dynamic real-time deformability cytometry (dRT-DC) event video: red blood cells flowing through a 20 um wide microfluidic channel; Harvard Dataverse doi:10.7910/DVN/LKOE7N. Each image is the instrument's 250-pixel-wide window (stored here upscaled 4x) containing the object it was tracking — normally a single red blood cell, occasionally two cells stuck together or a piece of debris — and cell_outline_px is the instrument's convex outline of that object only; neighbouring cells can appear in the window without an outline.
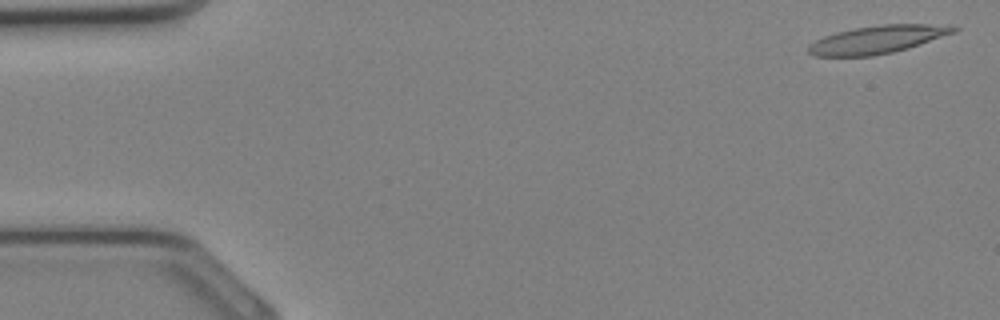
{"species": "Egyptian fruit bat (a non-hibernating species)", "species_latin": "Rousettus aegyptiacus", "temperature_condition": "cold", "stored_images_in_passage": 6, "camera_frame_rate_fps": 3000, "um_per_image_px": 0.085, "animal": {"sex": "female"}, "frame": {"image": 1, "passage_image": 1, "time_ms": 0.0, "image_size_px": [1000, 320], "cell_outline_px": [[960, 28], [956, 32], [908, 48], [892, 52], [872, 56], [812, 56], [808, 52], [808, 44], [824, 36], [836, 32], [856, 28], [880, 24], [948, 24]], "centroid_in_image_um": [74.6, 3.35], "position_along_channel_um": 10.4, "area_um2": 23.7}}